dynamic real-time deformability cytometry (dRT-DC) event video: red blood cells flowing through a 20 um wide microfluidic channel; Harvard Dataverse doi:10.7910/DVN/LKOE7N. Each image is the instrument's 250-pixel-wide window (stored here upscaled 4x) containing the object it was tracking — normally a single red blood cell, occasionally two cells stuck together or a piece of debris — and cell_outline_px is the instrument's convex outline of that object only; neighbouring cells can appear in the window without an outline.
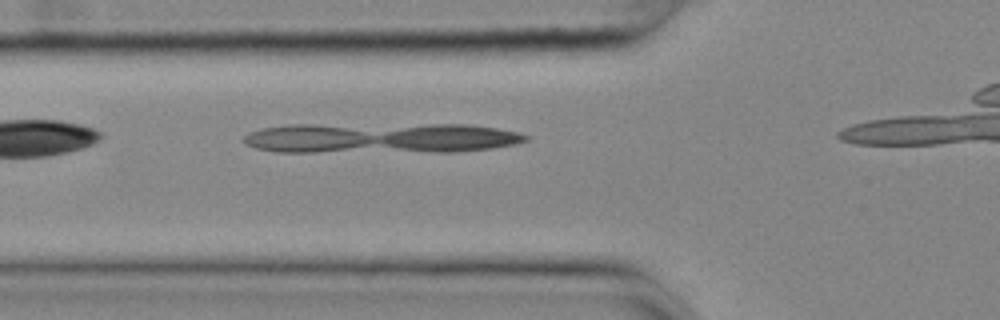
{"species": "common noctule bat (a hibernating species)", "species_latin": "Nyctalus noctula", "temperature_condition": "cold", "stored_images_in_passage": 8, "camera_frame_rate_fps": 3000, "um_per_image_px": 0.085, "animal": {"sex": "female", "body_mass_g": 25.1}, "frame": {"image": 1, "passage_image": 3, "time_ms": 0.667, "image_size_px": [1000, 320], "cell_outline_px": [[532, 136], [528, 140], [516, 144], [492, 148], [452, 152], [276, 152], [256, 148], [248, 144], [244, 140], [244, 136], [252, 132], [264, 128], [292, 124], [468, 124], [496, 128], [516, 132]], "centroid_in_image_um": [32.43, 11.73], "position_along_channel_um": 93.4, "area_um2": 50.52}}